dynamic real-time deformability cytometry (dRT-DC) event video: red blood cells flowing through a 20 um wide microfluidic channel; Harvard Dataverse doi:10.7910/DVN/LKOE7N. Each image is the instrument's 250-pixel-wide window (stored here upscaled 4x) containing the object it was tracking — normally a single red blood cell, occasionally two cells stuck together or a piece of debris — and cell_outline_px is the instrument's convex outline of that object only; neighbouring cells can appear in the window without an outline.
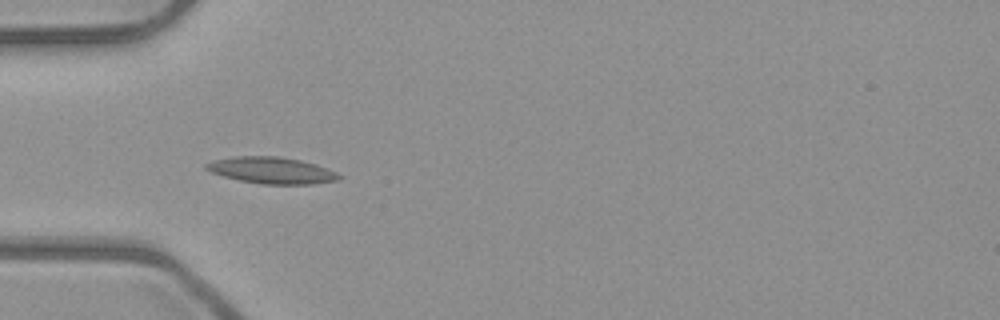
{"species": "common noctule bat (a hibernating species)", "species_latin": "Nyctalus noctula", "temperature_condition": "room temperature", "stored_images_in_passage": 6, "camera_frame_rate_fps": 3000, "um_per_image_px": 0.085, "animal": {"sex": "male", "body_mass_g": 23.1, "forearm_length_mm": 52.7}, "frame": {"image": 1, "passage_image": 5, "time_ms": 1.333, "image_size_px": [1000, 320], "cell_outline_px": [[344, 176], [340, 180], [312, 184], [260, 184], [240, 180], [224, 176], [212, 172], [204, 168], [204, 164], [212, 160], [232, 156], [276, 156], [300, 160], [316, 164], [328, 168]], "centroid_in_image_um": [23.11, 14.48], "position_along_channel_um": 61.9, "area_um2": 20.69}}
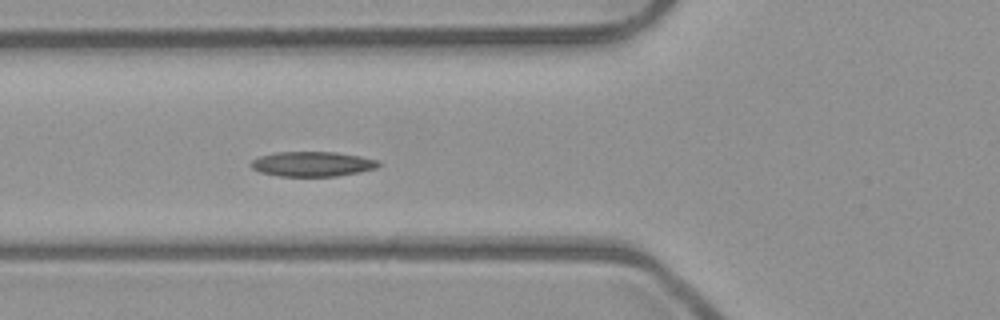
{"frame": {"image": 2, "passage_image": 6, "time_ms": 1.667, "image_size_px": [1000, 320], "cell_outline_px": [[380, 164], [376, 168], [336, 176], [280, 176], [260, 172], [252, 168], [248, 164], [252, 160], [260, 156], [276, 152], [336, 152], [360, 156], [380, 160]], "centroid_in_image_um": [26.53, 13.93], "position_along_channel_um": 99.3, "area_um2": 18.44}}